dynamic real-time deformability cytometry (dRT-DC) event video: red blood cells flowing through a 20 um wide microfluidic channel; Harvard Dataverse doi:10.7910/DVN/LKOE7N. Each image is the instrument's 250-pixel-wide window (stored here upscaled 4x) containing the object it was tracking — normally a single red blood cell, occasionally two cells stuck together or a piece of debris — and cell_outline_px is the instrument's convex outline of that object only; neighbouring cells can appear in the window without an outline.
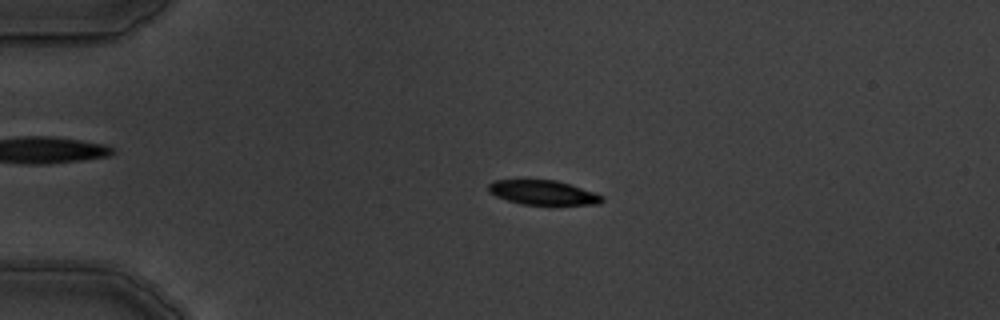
{"species": "common noctule bat (a hibernating species)", "species_latin": "Nyctalus noctula", "temperature_condition": "warm", "stored_images_in_passage": 4, "camera_frame_rate_fps": 3000, "um_per_image_px": 0.085, "animal": {"sex": "male", "body_mass_g": 19.5, "forearm_length_mm": 54.6}, "frame": {"image": 1, "passage_image": 3, "time_ms": 2.333, "image_size_px": [1000, 320], "cell_outline_px": [[604, 200], [600, 204], [520, 204], [496, 196], [488, 192], [488, 184], [492, 180], [556, 180], [596, 192], [604, 196]], "centroid_in_image_um": [46.16, 16.36], "position_along_channel_um": 38.8, "area_um2": 16.18}}